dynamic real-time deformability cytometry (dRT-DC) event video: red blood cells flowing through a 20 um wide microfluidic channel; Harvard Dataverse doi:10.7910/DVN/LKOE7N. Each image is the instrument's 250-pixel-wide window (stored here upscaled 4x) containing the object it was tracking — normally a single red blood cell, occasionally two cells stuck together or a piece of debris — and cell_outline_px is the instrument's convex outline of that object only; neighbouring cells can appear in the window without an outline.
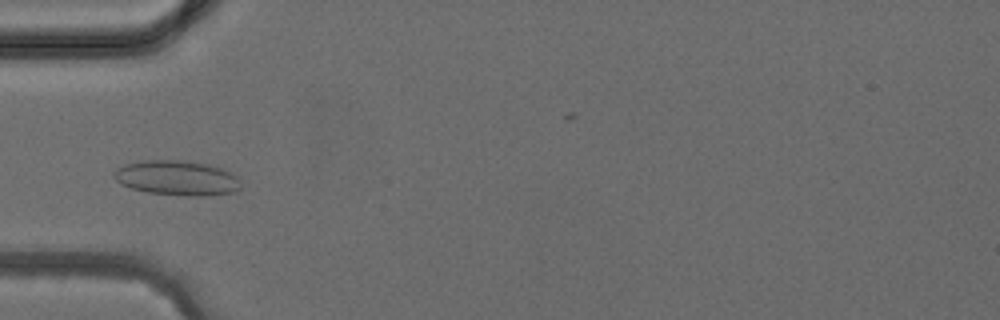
{"species": "common noctule bat (a hibernating species)", "species_latin": "Nyctalus noctula", "temperature_condition": "cold", "stored_images_in_passage": 3, "camera_frame_rate_fps": 3000, "um_per_image_px": 0.085, "animal": {"sex": "female", "body_mass_g": 24.6, "forearm_length_mm": 56.2}, "frame": {"image": 1, "passage_image": 3, "time_ms": 2.333, "image_size_px": [1000, 320], "cell_outline_px": [[240, 188], [232, 192], [208, 196], [188, 196], [148, 192], [132, 188], [120, 184], [112, 176], [116, 168], [124, 164], [144, 160], [184, 160], [208, 164], [232, 172], [236, 176]], "centroid_in_image_um": [15.01, 15.12], "position_along_channel_um": 70.0, "area_um2": 25.78}}